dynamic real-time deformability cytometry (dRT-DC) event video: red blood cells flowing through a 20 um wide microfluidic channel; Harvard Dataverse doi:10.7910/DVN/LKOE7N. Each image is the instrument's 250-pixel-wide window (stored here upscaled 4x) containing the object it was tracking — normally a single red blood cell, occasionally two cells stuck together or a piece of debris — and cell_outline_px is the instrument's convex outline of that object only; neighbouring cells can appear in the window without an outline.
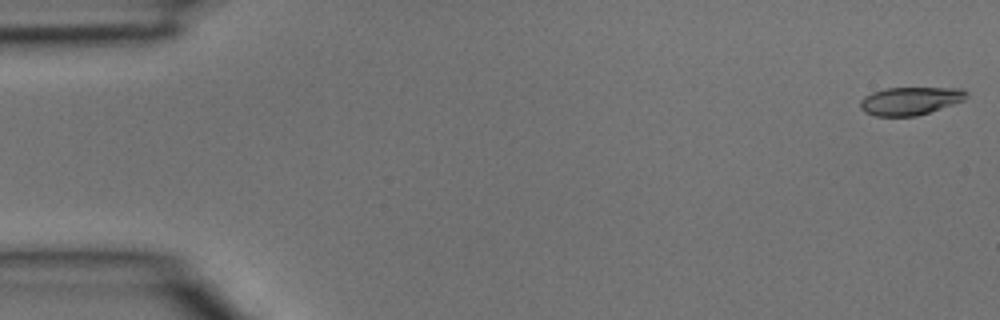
{"species": "common noctule bat (a hibernating species)", "species_latin": "Nyctalus noctula", "temperature_condition": "room temperature", "stored_images_in_passage": 40, "camera_frame_rate_fps": 3000, "um_per_image_px": 0.085, "animal": {"sex": "male", "body_mass_g": 15.6}, "frame": {"image": 1, "passage_image": 1, "time_ms": 0.0, "image_size_px": [1000, 320], "cell_outline_px": [[968, 96], [964, 100], [916, 116], [876, 116], [864, 112], [860, 108], [860, 100], [864, 96], [872, 92], [884, 88], [960, 88], [968, 92]], "centroid_in_image_um": [77.33, 8.57], "position_along_channel_um": 7.7, "area_um2": 17.28}}
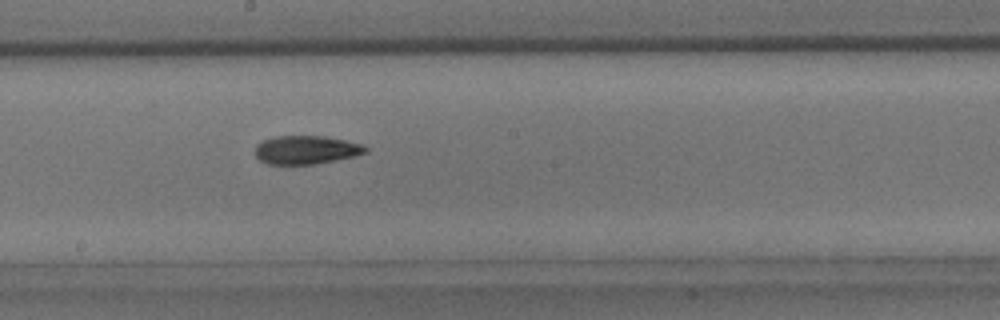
{"frame": {"image": 2, "passage_image": 22, "time_ms": 7.0, "image_size_px": [1000, 320], "cell_outline_px": [[368, 152], [352, 156], [316, 164], [268, 164], [260, 160], [256, 156], [256, 144], [264, 140], [276, 136], [324, 136], [344, 140], [360, 144], [368, 148]], "centroid_in_image_um": [26.0, 12.74], "position_along_channel_um": 222.2, "area_um2": 18.09}}
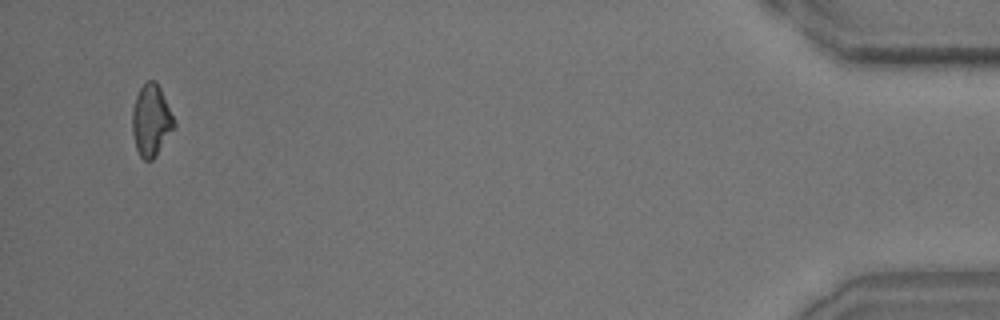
{"frame": {"image": 3, "passage_image": 39, "time_ms": 12.667, "image_size_px": [1000, 320], "cell_outline_px": [[176, 128], [156, 156], [152, 160], [144, 160], [140, 156], [136, 148], [132, 132], [132, 112], [136, 96], [140, 88], [148, 80], [156, 80], [176, 120]], "centroid_in_image_um": [12.88, 10.25], "position_along_channel_um": 422.3, "area_um2": 17.74}}